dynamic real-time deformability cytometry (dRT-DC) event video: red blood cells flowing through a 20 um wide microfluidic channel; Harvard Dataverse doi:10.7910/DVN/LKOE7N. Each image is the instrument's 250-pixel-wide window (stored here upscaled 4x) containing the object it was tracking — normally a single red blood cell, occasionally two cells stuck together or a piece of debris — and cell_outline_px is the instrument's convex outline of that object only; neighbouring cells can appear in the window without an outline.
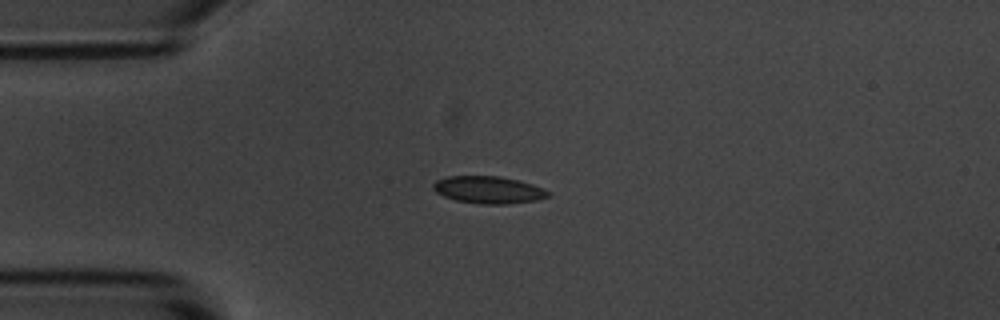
{"species": "common noctule bat (a hibernating species)", "species_latin": "Nyctalus noctula", "temperature_condition": "room temperature", "stored_images_in_passage": 4, "camera_frame_rate_fps": 3000, "um_per_image_px": 0.085, "animal": {"sex": "male", "body_mass_g": 20.1, "forearm_length_mm": 53.5}, "frame": {"image": 1, "passage_image": 3, "time_ms": 2.333, "image_size_px": [1000, 320], "cell_outline_px": [[548, 196], [536, 200], [508, 204], [484, 204], [456, 200], [444, 196], [436, 192], [432, 188], [432, 184], [436, 180], [448, 176], [500, 176], [532, 184], [548, 192]], "centroid_in_image_um": [41.46, 16.13], "position_along_channel_um": 43.5, "area_um2": 17.98}}